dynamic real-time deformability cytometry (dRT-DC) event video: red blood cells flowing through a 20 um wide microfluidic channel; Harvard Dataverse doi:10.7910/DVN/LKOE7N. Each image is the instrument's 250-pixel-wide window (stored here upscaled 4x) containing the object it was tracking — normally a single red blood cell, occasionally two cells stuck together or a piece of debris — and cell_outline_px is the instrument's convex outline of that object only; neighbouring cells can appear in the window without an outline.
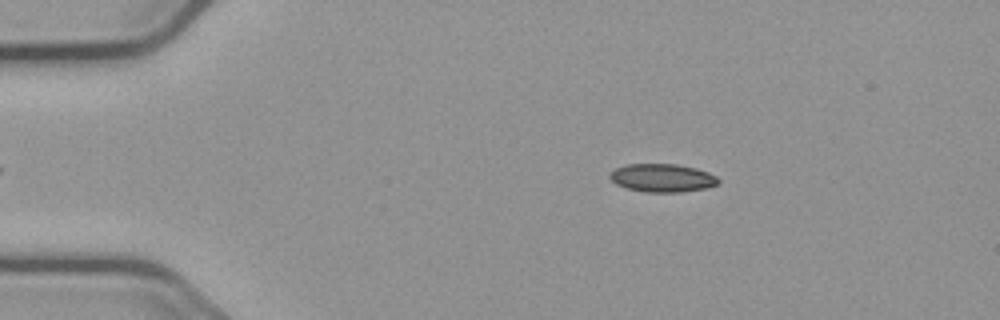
{"species": "common noctule bat (a hibernating species)", "species_latin": "Nyctalus noctula", "temperature_condition": "cold", "stored_images_in_passage": 41, "camera_frame_rate_fps": 3000, "um_per_image_px": 0.085, "animal": {"sex": "male", "body_mass_g": 23.1, "forearm_length_mm": 52.7}, "frame": {"image": 1, "passage_image": 4, "time_ms": 1.0, "image_size_px": [1000, 320], "cell_outline_px": [[720, 180], [716, 184], [704, 188], [680, 192], [644, 192], [628, 188], [616, 184], [608, 176], [608, 172], [624, 164], [676, 164], [696, 168], [708, 172], [716, 176]], "centroid_in_image_um": [56.25, 15.11], "position_along_channel_um": 28.7, "area_um2": 17.8}}
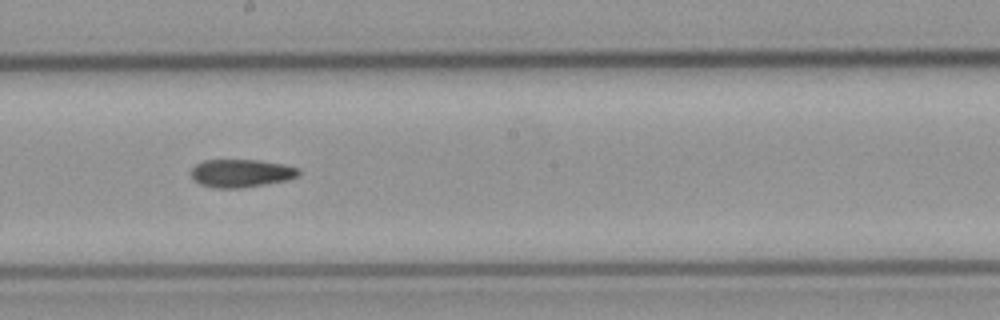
{"frame": {"image": 2, "passage_image": 25, "time_ms": 8.0, "image_size_px": [1000, 320], "cell_outline_px": [[300, 172], [296, 176], [284, 180], [264, 184], [240, 188], [216, 188], [200, 184], [192, 180], [188, 172], [196, 164], [204, 160], [260, 160], [284, 164], [300, 168]], "centroid_in_image_um": [20.43, 14.71], "position_along_channel_um": 227.8, "area_um2": 17.63}}
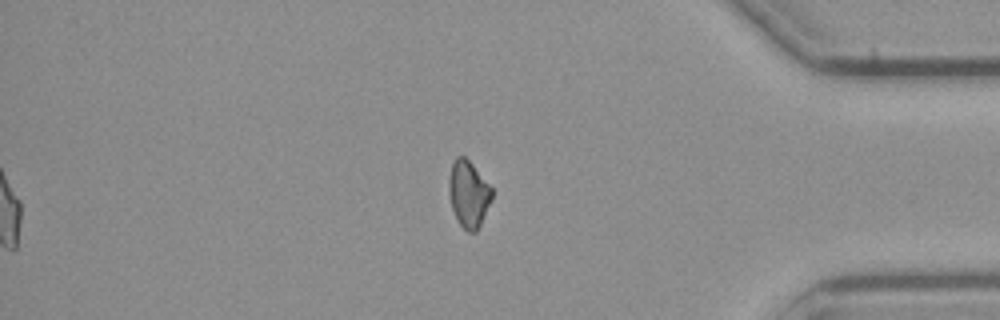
{"frame": {"image": 3, "passage_image": 41, "time_ms": 13.333, "image_size_px": [1000, 320], "cell_outline_px": [[492, 200], [476, 232], [468, 232], [456, 220], [452, 208], [448, 188], [448, 180], [452, 160], [456, 156], [464, 156], [472, 164], [492, 188]], "centroid_in_image_um": [39.81, 16.47], "position_along_channel_um": 395.4, "area_um2": 16.7}}